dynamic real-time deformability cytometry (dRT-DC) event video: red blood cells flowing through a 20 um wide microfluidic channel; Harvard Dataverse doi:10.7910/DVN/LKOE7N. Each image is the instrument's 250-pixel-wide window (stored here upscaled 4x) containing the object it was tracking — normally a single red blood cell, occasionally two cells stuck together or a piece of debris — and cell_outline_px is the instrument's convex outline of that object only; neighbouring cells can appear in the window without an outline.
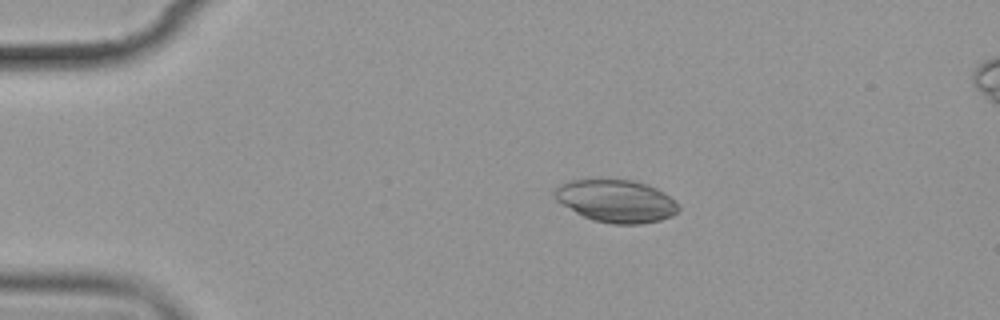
{"species": "common noctule bat (a hibernating species)", "species_latin": "Nyctalus noctula", "temperature_condition": "cold", "stored_images_in_passage": 5, "camera_frame_rate_fps": 3000, "um_per_image_px": 0.085, "animal": {"sex": "female", "body_mass_g": 19.9}, "frame": {"image": 1, "passage_image": 2, "time_ms": 1.333, "image_size_px": [1000, 320], "cell_outline_px": [[680, 208], [672, 216], [660, 220], [640, 224], [612, 224], [592, 220], [576, 212], [556, 200], [552, 192], [560, 184], [572, 180], [632, 180], [648, 184], [664, 192], [676, 200], [680, 204]], "centroid_in_image_um": [52.41, 17.09], "position_along_channel_um": 32.6, "area_um2": 30.75}}
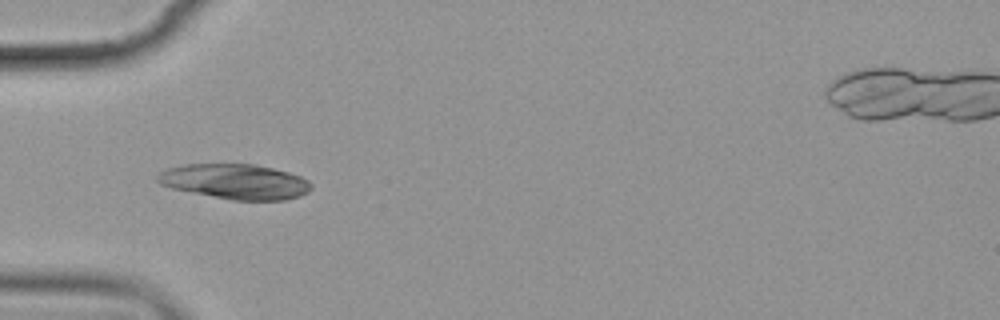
{"frame": {"image": 2, "passage_image": 4, "time_ms": 3.667, "image_size_px": [1000, 320], "cell_outline_px": [[312, 188], [308, 192], [300, 196], [284, 200], [232, 200], [172, 188], [160, 184], [156, 180], [156, 176], [160, 172], [168, 168], [184, 164], [256, 164], [288, 172], [300, 176], [308, 180], [312, 184]], "centroid_in_image_um": [20.01, 15.43], "position_along_channel_um": 65.0, "area_um2": 31.39}}
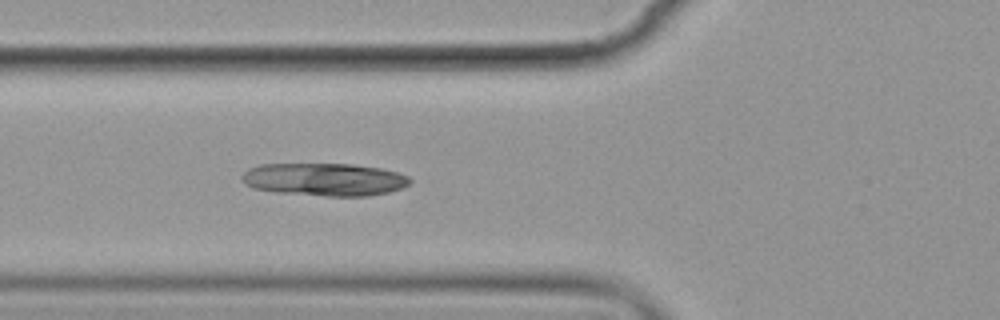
{"frame": {"image": 3, "passage_image": 5, "time_ms": 4.667, "image_size_px": [1000, 320], "cell_outline_px": [[412, 180], [408, 184], [400, 188], [388, 192], [368, 196], [328, 196], [276, 192], [252, 188], [244, 184], [240, 176], [248, 168], [260, 164], [352, 164], [380, 168], [396, 172], [408, 176]], "centroid_in_image_um": [27.53, 15.25], "position_along_channel_um": 98.3, "area_um2": 32.14}}